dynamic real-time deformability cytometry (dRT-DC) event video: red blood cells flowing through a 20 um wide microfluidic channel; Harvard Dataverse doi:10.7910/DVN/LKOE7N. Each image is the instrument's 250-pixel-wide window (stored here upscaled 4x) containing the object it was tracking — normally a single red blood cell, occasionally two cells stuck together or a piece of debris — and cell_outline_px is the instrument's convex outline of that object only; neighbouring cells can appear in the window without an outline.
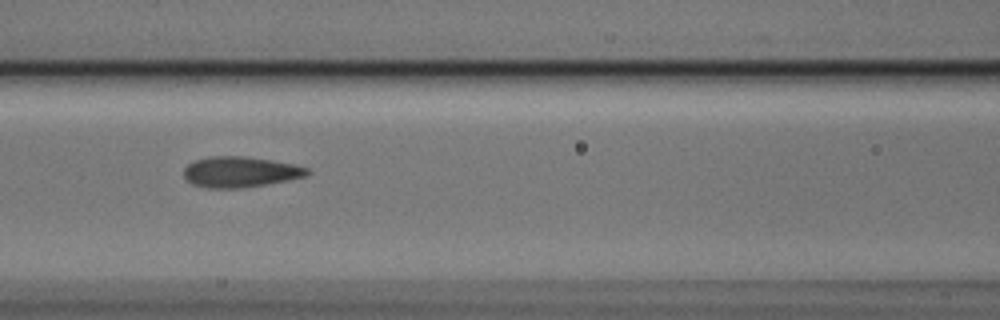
{"species": "Egyptian fruit bat (a non-hibernating species)", "species_latin": "Rousettus aegyptiacus", "temperature_condition": "cold", "stored_images_in_passage": 7, "camera_frame_rate_fps": 3000, "um_per_image_px": 0.085, "animal": {"sex": "male"}, "frame": {"image": 1, "passage_image": 5, "time_ms": 1.333, "image_size_px": [1000, 320], "cell_outline_px": [[312, 172], [308, 176], [288, 180], [264, 184], [236, 188], [208, 188], [192, 184], [184, 176], [184, 168], [188, 164], [196, 160], [208, 156], [244, 156], [272, 160], [296, 164], [308, 168]], "centroid_in_image_um": [20.45, 14.6], "position_along_channel_um": 146.1, "area_um2": 22.08}}
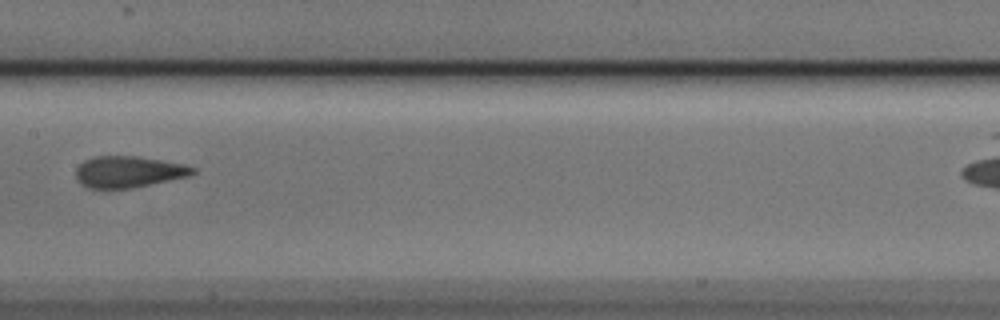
{"frame": {"image": 2, "passage_image": 6, "time_ms": 1.667, "image_size_px": [1000, 320], "cell_outline_px": [[196, 172], [188, 176], [132, 188], [88, 188], [80, 184], [76, 180], [76, 168], [84, 160], [96, 156], [136, 156], [184, 164], [196, 168]], "centroid_in_image_um": [10.89, 14.6], "position_along_channel_um": 196.5, "area_um2": 21.33}}
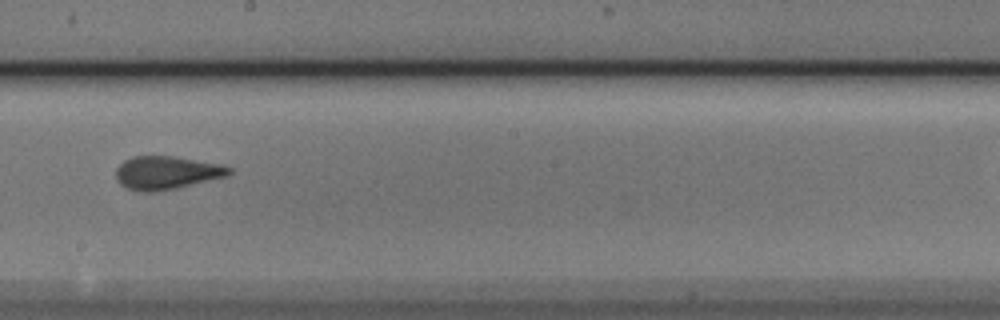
{"frame": {"image": 3, "passage_image": 7, "time_ms": 2.0, "image_size_px": [1000, 320], "cell_outline_px": [[232, 172], [228, 176], [176, 188], [156, 192], [140, 192], [128, 188], [120, 184], [116, 180], [116, 168], [124, 160], [132, 156], [172, 156], [220, 164], [232, 168]], "centroid_in_image_um": [14.14, 14.69], "position_along_channel_um": 234.1, "area_um2": 21.96}}